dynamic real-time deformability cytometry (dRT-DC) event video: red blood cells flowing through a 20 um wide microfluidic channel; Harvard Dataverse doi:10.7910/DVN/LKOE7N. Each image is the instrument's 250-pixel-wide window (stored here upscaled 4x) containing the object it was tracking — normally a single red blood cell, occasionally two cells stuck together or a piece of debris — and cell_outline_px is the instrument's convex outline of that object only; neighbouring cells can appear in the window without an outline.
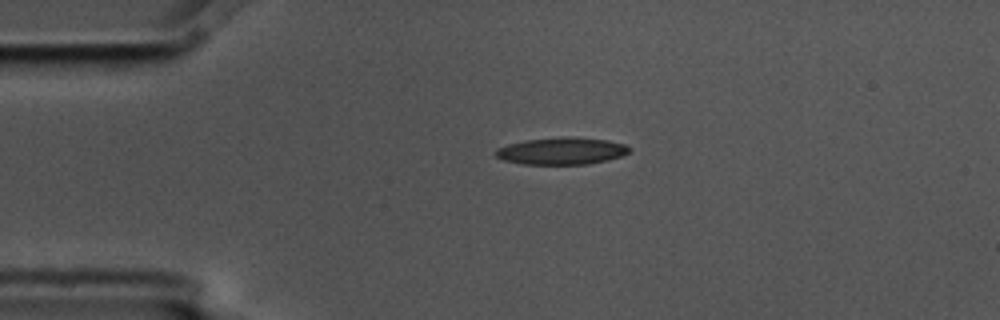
{"species": "common noctule bat (a hibernating species)", "species_latin": "Nyctalus noctula", "temperature_condition": "cold", "stored_images_in_passage": 2, "camera_frame_rate_fps": 3000, "um_per_image_px": 0.085, "animal": {"sex": "male", "body_mass_g": 17.5, "forearm_length_mm": 52.3}, "frame": {"image": 1, "passage_image": 1, "time_ms": 0.0, "image_size_px": [1000, 320], "cell_outline_px": [[632, 148], [628, 152], [620, 156], [608, 160], [588, 164], [524, 164], [504, 160], [496, 156], [496, 148], [508, 144], [524, 140], [560, 136], [572, 136], [608, 140], [624, 144]], "centroid_in_image_um": [47.74, 12.82], "position_along_channel_um": 37.3, "area_um2": 21.21}}